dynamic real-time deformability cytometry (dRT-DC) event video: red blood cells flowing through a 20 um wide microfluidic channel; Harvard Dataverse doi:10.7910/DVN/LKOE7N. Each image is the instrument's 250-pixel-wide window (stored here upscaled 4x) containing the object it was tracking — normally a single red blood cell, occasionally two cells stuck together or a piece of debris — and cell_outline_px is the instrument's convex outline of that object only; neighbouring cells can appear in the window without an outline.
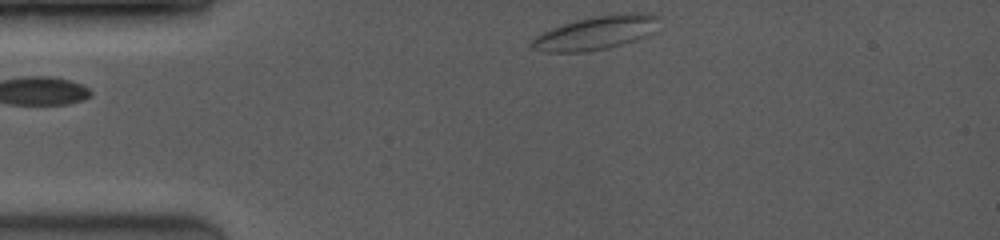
{"species": "common noctule bat (a hibernating species)", "species_latin": "Nyctalus noctula", "temperature_condition": "room temperature", "stored_images_in_passage": 29, "camera_frame_rate_fps": 3500, "um_per_image_px": 0.085, "animal": {"sex": "female", "body_mass_g": 19.0, "forearm_length_mm": 53.3}, "frame": {"image": 1, "passage_image": 1, "time_ms": 0.0, "image_size_px": [1000, 240], "cell_outline_px": [[656, 16], [648, 32], [624, 44], [608, 48], [588, 52], [544, 52], [532, 48], [528, 44], [536, 36], [552, 28], [576, 20], [596, 16], [624, 12], [640, 12]], "centroid_in_image_um": [50.5, 2.81], "position_along_channel_um": 34.5, "area_um2": 24.1}}
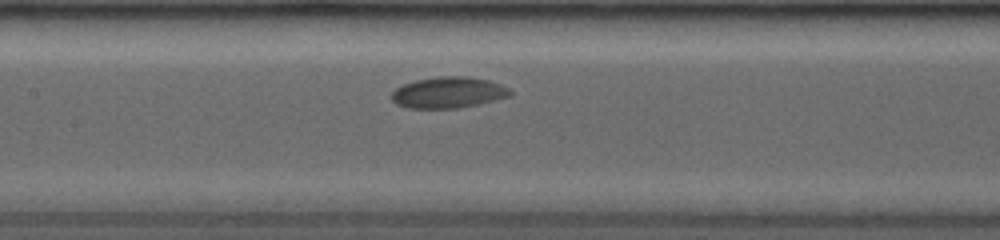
{"frame": {"image": 2, "passage_image": 12, "time_ms": 4.571, "image_size_px": [1000, 240], "cell_outline_px": [[512, 96], [460, 108], [408, 108], [396, 104], [392, 100], [392, 92], [396, 88], [404, 84], [416, 80], [436, 76], [468, 76], [488, 80], [500, 84], [508, 88], [512, 92]], "centroid_in_image_um": [38.12, 7.86], "position_along_channel_um": 169.3, "area_um2": 21.56}}
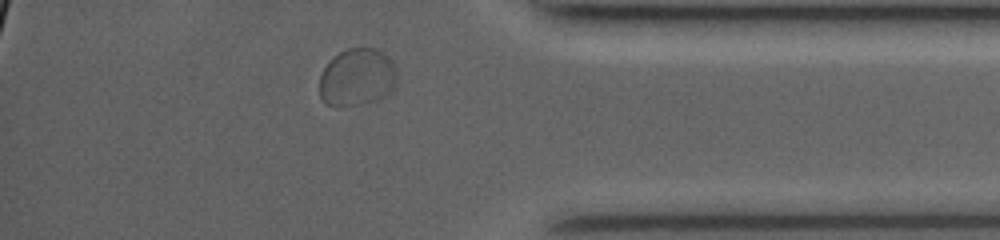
{"frame": {"image": 3, "passage_image": 26, "time_ms": 10.857, "image_size_px": [1000, 240], "cell_outline_px": [[396, 84], [392, 92], [376, 100], [360, 104], [340, 108], [324, 104], [320, 96], [320, 76], [328, 60], [340, 52], [348, 48], [376, 48], [388, 56], [396, 68]], "centroid_in_image_um": [30.34, 6.59], "position_along_channel_um": 404.9, "area_um2": 26.41}, "authors_computed_cell_mechanics": {"area_um2": 21.7328, "velocity_mm_per_s": 3.8508, "shape_relaxation_time_tau1_ms": 1.4078, "shape_relaxation_time_tau2_ms": null, "deformation_change_tau1": 0.0499, "deformation_change_tau2": null}}